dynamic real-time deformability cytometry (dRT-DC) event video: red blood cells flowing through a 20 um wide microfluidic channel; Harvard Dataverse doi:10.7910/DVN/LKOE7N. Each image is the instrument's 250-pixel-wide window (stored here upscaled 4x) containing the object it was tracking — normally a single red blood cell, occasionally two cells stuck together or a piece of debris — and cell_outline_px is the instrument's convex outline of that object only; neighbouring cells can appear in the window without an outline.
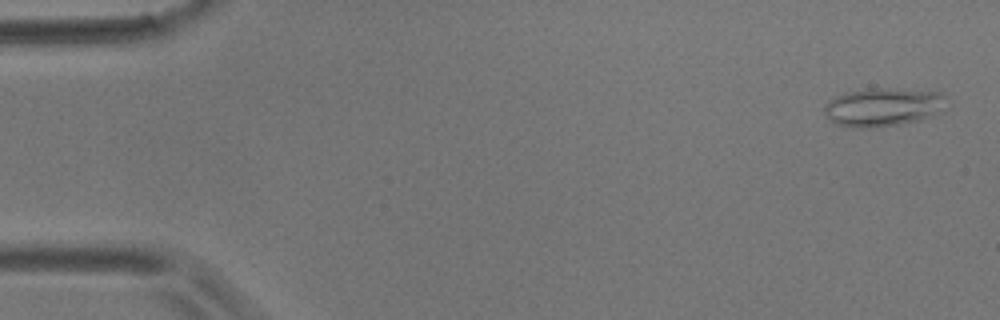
{"species": "common noctule bat (a hibernating species)", "species_latin": "Nyctalus noctula", "temperature_condition": "room temperature", "stored_images_in_passage": 55, "camera_frame_rate_fps": 3000, "um_per_image_px": 0.085, "animal": {"sex": "male", "body_mass_g": 17.9}, "frame": {"image": 1, "passage_image": 2, "time_ms": 0.333, "image_size_px": [1000, 320], "cell_outline_px": [[944, 112], [920, 120], [900, 124], [872, 128], [856, 128], [836, 124], [828, 120], [824, 116], [824, 104], [828, 100], [844, 92], [864, 88], [884, 88], [940, 92], [944, 96]], "centroid_in_image_um": [75.01, 9.11], "position_along_channel_um": 10.0, "area_um2": 27.8}}
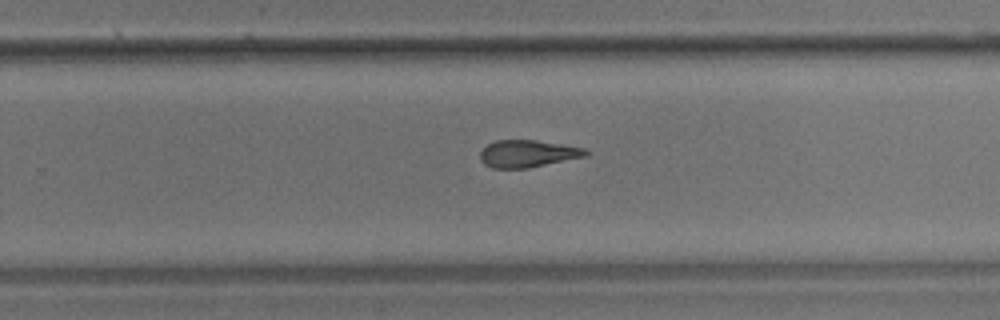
{"frame": {"image": 2, "passage_image": 35, "time_ms": 11.333, "image_size_px": [1000, 320], "cell_outline_px": [[592, 152], [588, 156], [528, 168], [492, 168], [484, 164], [480, 160], [480, 152], [488, 144], [496, 140], [536, 140], [584, 148]], "centroid_in_image_um": [44.88, 13.06], "position_along_channel_um": 284.9, "area_um2": 16.82}}
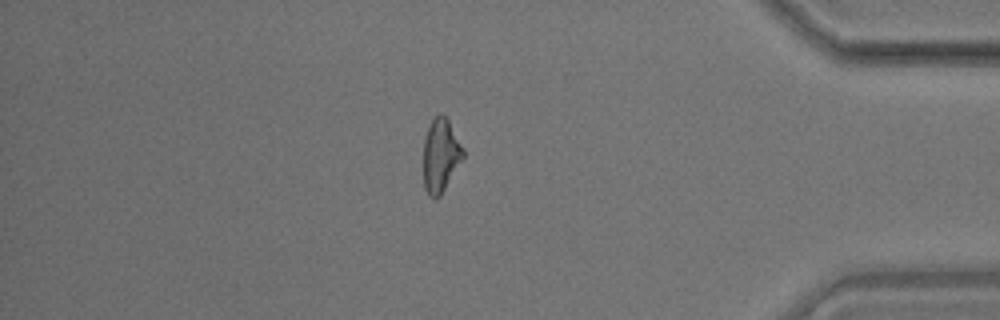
{"frame": {"image": 3, "passage_image": 47, "time_ms": 15.333, "image_size_px": [1000, 320], "cell_outline_px": [[464, 156], [440, 196], [436, 200], [428, 196], [424, 188], [424, 140], [428, 128], [432, 120], [440, 112], [448, 120], [464, 148]], "centroid_in_image_um": [37.45, 13.23], "position_along_channel_um": 397.7, "area_um2": 16.88}, "authors_computed_cell_mechanics": {"area_um2": 17.7446, "velocity_mm_per_s": 3.6505, "shape_relaxation_time_tau1_ms": null, "shape_relaxation_time_tau2_ms": 3.3009, "deformation_change_tau1": null, "deformation_change_tau2": 0.1212}}